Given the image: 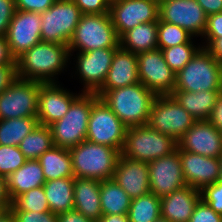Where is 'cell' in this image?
Listing matches in <instances>:
<instances>
[{
    "label": "cell",
    "instance_id": "44",
    "mask_svg": "<svg viewBox=\"0 0 222 222\" xmlns=\"http://www.w3.org/2000/svg\"><path fill=\"white\" fill-rule=\"evenodd\" d=\"M15 10L14 0H0V36H6Z\"/></svg>",
    "mask_w": 222,
    "mask_h": 222
},
{
    "label": "cell",
    "instance_id": "7",
    "mask_svg": "<svg viewBox=\"0 0 222 222\" xmlns=\"http://www.w3.org/2000/svg\"><path fill=\"white\" fill-rule=\"evenodd\" d=\"M174 90L199 92L222 90V67L205 48L176 74Z\"/></svg>",
    "mask_w": 222,
    "mask_h": 222
},
{
    "label": "cell",
    "instance_id": "55",
    "mask_svg": "<svg viewBox=\"0 0 222 222\" xmlns=\"http://www.w3.org/2000/svg\"><path fill=\"white\" fill-rule=\"evenodd\" d=\"M9 209L4 205L0 203V217L4 215Z\"/></svg>",
    "mask_w": 222,
    "mask_h": 222
},
{
    "label": "cell",
    "instance_id": "52",
    "mask_svg": "<svg viewBox=\"0 0 222 222\" xmlns=\"http://www.w3.org/2000/svg\"><path fill=\"white\" fill-rule=\"evenodd\" d=\"M96 222H129L128 214L102 215Z\"/></svg>",
    "mask_w": 222,
    "mask_h": 222
},
{
    "label": "cell",
    "instance_id": "17",
    "mask_svg": "<svg viewBox=\"0 0 222 222\" xmlns=\"http://www.w3.org/2000/svg\"><path fill=\"white\" fill-rule=\"evenodd\" d=\"M150 193L157 197L171 194L186 185L178 149L148 163Z\"/></svg>",
    "mask_w": 222,
    "mask_h": 222
},
{
    "label": "cell",
    "instance_id": "27",
    "mask_svg": "<svg viewBox=\"0 0 222 222\" xmlns=\"http://www.w3.org/2000/svg\"><path fill=\"white\" fill-rule=\"evenodd\" d=\"M158 21L141 23L126 31L120 38V46L136 55L158 49Z\"/></svg>",
    "mask_w": 222,
    "mask_h": 222
},
{
    "label": "cell",
    "instance_id": "51",
    "mask_svg": "<svg viewBox=\"0 0 222 222\" xmlns=\"http://www.w3.org/2000/svg\"><path fill=\"white\" fill-rule=\"evenodd\" d=\"M205 49L217 61L222 62V37L214 39Z\"/></svg>",
    "mask_w": 222,
    "mask_h": 222
},
{
    "label": "cell",
    "instance_id": "35",
    "mask_svg": "<svg viewBox=\"0 0 222 222\" xmlns=\"http://www.w3.org/2000/svg\"><path fill=\"white\" fill-rule=\"evenodd\" d=\"M9 209L11 211H33L38 213L50 211L43 186L17 196L12 201Z\"/></svg>",
    "mask_w": 222,
    "mask_h": 222
},
{
    "label": "cell",
    "instance_id": "11",
    "mask_svg": "<svg viewBox=\"0 0 222 222\" xmlns=\"http://www.w3.org/2000/svg\"><path fill=\"white\" fill-rule=\"evenodd\" d=\"M195 121L171 94H167L154 99L147 125L178 141Z\"/></svg>",
    "mask_w": 222,
    "mask_h": 222
},
{
    "label": "cell",
    "instance_id": "57",
    "mask_svg": "<svg viewBox=\"0 0 222 222\" xmlns=\"http://www.w3.org/2000/svg\"><path fill=\"white\" fill-rule=\"evenodd\" d=\"M110 4L119 0H107Z\"/></svg>",
    "mask_w": 222,
    "mask_h": 222
},
{
    "label": "cell",
    "instance_id": "4",
    "mask_svg": "<svg viewBox=\"0 0 222 222\" xmlns=\"http://www.w3.org/2000/svg\"><path fill=\"white\" fill-rule=\"evenodd\" d=\"M67 46L70 53L118 48L120 40L110 14H82Z\"/></svg>",
    "mask_w": 222,
    "mask_h": 222
},
{
    "label": "cell",
    "instance_id": "25",
    "mask_svg": "<svg viewBox=\"0 0 222 222\" xmlns=\"http://www.w3.org/2000/svg\"><path fill=\"white\" fill-rule=\"evenodd\" d=\"M6 178L12 201L31 189L43 186L46 182L38 159L27 160L19 169Z\"/></svg>",
    "mask_w": 222,
    "mask_h": 222
},
{
    "label": "cell",
    "instance_id": "21",
    "mask_svg": "<svg viewBox=\"0 0 222 222\" xmlns=\"http://www.w3.org/2000/svg\"><path fill=\"white\" fill-rule=\"evenodd\" d=\"M113 179L132 199L150 193L149 168L146 162L131 160L121 154Z\"/></svg>",
    "mask_w": 222,
    "mask_h": 222
},
{
    "label": "cell",
    "instance_id": "31",
    "mask_svg": "<svg viewBox=\"0 0 222 222\" xmlns=\"http://www.w3.org/2000/svg\"><path fill=\"white\" fill-rule=\"evenodd\" d=\"M38 124L37 116L0 120V145L19 146Z\"/></svg>",
    "mask_w": 222,
    "mask_h": 222
},
{
    "label": "cell",
    "instance_id": "14",
    "mask_svg": "<svg viewBox=\"0 0 222 222\" xmlns=\"http://www.w3.org/2000/svg\"><path fill=\"white\" fill-rule=\"evenodd\" d=\"M158 19L182 27L200 39L207 26V15L196 0H160Z\"/></svg>",
    "mask_w": 222,
    "mask_h": 222
},
{
    "label": "cell",
    "instance_id": "41",
    "mask_svg": "<svg viewBox=\"0 0 222 222\" xmlns=\"http://www.w3.org/2000/svg\"><path fill=\"white\" fill-rule=\"evenodd\" d=\"M15 222H57V214L51 211L38 213L33 211H11Z\"/></svg>",
    "mask_w": 222,
    "mask_h": 222
},
{
    "label": "cell",
    "instance_id": "15",
    "mask_svg": "<svg viewBox=\"0 0 222 222\" xmlns=\"http://www.w3.org/2000/svg\"><path fill=\"white\" fill-rule=\"evenodd\" d=\"M158 13V0H119L111 3L109 8V14L119 38L141 23L158 21Z\"/></svg>",
    "mask_w": 222,
    "mask_h": 222
},
{
    "label": "cell",
    "instance_id": "1",
    "mask_svg": "<svg viewBox=\"0 0 222 222\" xmlns=\"http://www.w3.org/2000/svg\"><path fill=\"white\" fill-rule=\"evenodd\" d=\"M70 58L66 44L41 41L16 59L17 77L41 83H61L59 75L73 65Z\"/></svg>",
    "mask_w": 222,
    "mask_h": 222
},
{
    "label": "cell",
    "instance_id": "29",
    "mask_svg": "<svg viewBox=\"0 0 222 222\" xmlns=\"http://www.w3.org/2000/svg\"><path fill=\"white\" fill-rule=\"evenodd\" d=\"M46 181L74 177L69 149L53 146L38 158Z\"/></svg>",
    "mask_w": 222,
    "mask_h": 222
},
{
    "label": "cell",
    "instance_id": "9",
    "mask_svg": "<svg viewBox=\"0 0 222 222\" xmlns=\"http://www.w3.org/2000/svg\"><path fill=\"white\" fill-rule=\"evenodd\" d=\"M41 15V41L68 45L82 12L72 0H56Z\"/></svg>",
    "mask_w": 222,
    "mask_h": 222
},
{
    "label": "cell",
    "instance_id": "12",
    "mask_svg": "<svg viewBox=\"0 0 222 222\" xmlns=\"http://www.w3.org/2000/svg\"><path fill=\"white\" fill-rule=\"evenodd\" d=\"M41 82L16 80L0 93V120L37 116Z\"/></svg>",
    "mask_w": 222,
    "mask_h": 222
},
{
    "label": "cell",
    "instance_id": "48",
    "mask_svg": "<svg viewBox=\"0 0 222 222\" xmlns=\"http://www.w3.org/2000/svg\"><path fill=\"white\" fill-rule=\"evenodd\" d=\"M16 64V59L12 56L6 36H0V65Z\"/></svg>",
    "mask_w": 222,
    "mask_h": 222
},
{
    "label": "cell",
    "instance_id": "50",
    "mask_svg": "<svg viewBox=\"0 0 222 222\" xmlns=\"http://www.w3.org/2000/svg\"><path fill=\"white\" fill-rule=\"evenodd\" d=\"M0 203L4 204L8 209L12 205V199L8 192L7 178L0 175Z\"/></svg>",
    "mask_w": 222,
    "mask_h": 222
},
{
    "label": "cell",
    "instance_id": "42",
    "mask_svg": "<svg viewBox=\"0 0 222 222\" xmlns=\"http://www.w3.org/2000/svg\"><path fill=\"white\" fill-rule=\"evenodd\" d=\"M82 14L109 13L110 3L107 0H72Z\"/></svg>",
    "mask_w": 222,
    "mask_h": 222
},
{
    "label": "cell",
    "instance_id": "5",
    "mask_svg": "<svg viewBox=\"0 0 222 222\" xmlns=\"http://www.w3.org/2000/svg\"><path fill=\"white\" fill-rule=\"evenodd\" d=\"M97 97L96 93H81L67 113L49 126L54 146L70 149L86 140L91 108Z\"/></svg>",
    "mask_w": 222,
    "mask_h": 222
},
{
    "label": "cell",
    "instance_id": "24",
    "mask_svg": "<svg viewBox=\"0 0 222 222\" xmlns=\"http://www.w3.org/2000/svg\"><path fill=\"white\" fill-rule=\"evenodd\" d=\"M74 208L93 221L102 215L100 204V180L73 177Z\"/></svg>",
    "mask_w": 222,
    "mask_h": 222
},
{
    "label": "cell",
    "instance_id": "54",
    "mask_svg": "<svg viewBox=\"0 0 222 222\" xmlns=\"http://www.w3.org/2000/svg\"><path fill=\"white\" fill-rule=\"evenodd\" d=\"M219 182H222V155L219 157Z\"/></svg>",
    "mask_w": 222,
    "mask_h": 222
},
{
    "label": "cell",
    "instance_id": "2",
    "mask_svg": "<svg viewBox=\"0 0 222 222\" xmlns=\"http://www.w3.org/2000/svg\"><path fill=\"white\" fill-rule=\"evenodd\" d=\"M156 94L142 83L108 90L101 99L129 128L147 125Z\"/></svg>",
    "mask_w": 222,
    "mask_h": 222
},
{
    "label": "cell",
    "instance_id": "26",
    "mask_svg": "<svg viewBox=\"0 0 222 222\" xmlns=\"http://www.w3.org/2000/svg\"><path fill=\"white\" fill-rule=\"evenodd\" d=\"M222 90L199 92L173 90L171 95L196 121L208 120Z\"/></svg>",
    "mask_w": 222,
    "mask_h": 222
},
{
    "label": "cell",
    "instance_id": "49",
    "mask_svg": "<svg viewBox=\"0 0 222 222\" xmlns=\"http://www.w3.org/2000/svg\"><path fill=\"white\" fill-rule=\"evenodd\" d=\"M196 1L203 8V11L207 16L214 13L222 12V0H196Z\"/></svg>",
    "mask_w": 222,
    "mask_h": 222
},
{
    "label": "cell",
    "instance_id": "16",
    "mask_svg": "<svg viewBox=\"0 0 222 222\" xmlns=\"http://www.w3.org/2000/svg\"><path fill=\"white\" fill-rule=\"evenodd\" d=\"M6 39L12 56L17 59L41 42V15L37 12L15 10Z\"/></svg>",
    "mask_w": 222,
    "mask_h": 222
},
{
    "label": "cell",
    "instance_id": "47",
    "mask_svg": "<svg viewBox=\"0 0 222 222\" xmlns=\"http://www.w3.org/2000/svg\"><path fill=\"white\" fill-rule=\"evenodd\" d=\"M57 222H95L75 209L57 215Z\"/></svg>",
    "mask_w": 222,
    "mask_h": 222
},
{
    "label": "cell",
    "instance_id": "19",
    "mask_svg": "<svg viewBox=\"0 0 222 222\" xmlns=\"http://www.w3.org/2000/svg\"><path fill=\"white\" fill-rule=\"evenodd\" d=\"M177 142V149L213 158L222 155L221 131L208 120L195 121Z\"/></svg>",
    "mask_w": 222,
    "mask_h": 222
},
{
    "label": "cell",
    "instance_id": "34",
    "mask_svg": "<svg viewBox=\"0 0 222 222\" xmlns=\"http://www.w3.org/2000/svg\"><path fill=\"white\" fill-rule=\"evenodd\" d=\"M194 38L195 37L188 43L161 49L165 62L175 74H177L202 48V44H200V42L199 44L195 43L196 41H194Z\"/></svg>",
    "mask_w": 222,
    "mask_h": 222
},
{
    "label": "cell",
    "instance_id": "18",
    "mask_svg": "<svg viewBox=\"0 0 222 222\" xmlns=\"http://www.w3.org/2000/svg\"><path fill=\"white\" fill-rule=\"evenodd\" d=\"M80 94L81 91L73 93L60 83H42L38 94L37 118L39 124L49 127L60 120Z\"/></svg>",
    "mask_w": 222,
    "mask_h": 222
},
{
    "label": "cell",
    "instance_id": "38",
    "mask_svg": "<svg viewBox=\"0 0 222 222\" xmlns=\"http://www.w3.org/2000/svg\"><path fill=\"white\" fill-rule=\"evenodd\" d=\"M201 199L217 214L222 215V182L205 186L201 191Z\"/></svg>",
    "mask_w": 222,
    "mask_h": 222
},
{
    "label": "cell",
    "instance_id": "20",
    "mask_svg": "<svg viewBox=\"0 0 222 222\" xmlns=\"http://www.w3.org/2000/svg\"><path fill=\"white\" fill-rule=\"evenodd\" d=\"M186 185L198 190L218 181L219 157H206L178 149Z\"/></svg>",
    "mask_w": 222,
    "mask_h": 222
},
{
    "label": "cell",
    "instance_id": "6",
    "mask_svg": "<svg viewBox=\"0 0 222 222\" xmlns=\"http://www.w3.org/2000/svg\"><path fill=\"white\" fill-rule=\"evenodd\" d=\"M177 148L178 142L174 137L142 125L127 128L121 154L131 160L150 163L175 152Z\"/></svg>",
    "mask_w": 222,
    "mask_h": 222
},
{
    "label": "cell",
    "instance_id": "10",
    "mask_svg": "<svg viewBox=\"0 0 222 222\" xmlns=\"http://www.w3.org/2000/svg\"><path fill=\"white\" fill-rule=\"evenodd\" d=\"M116 49L100 48L88 52L70 53V57L76 58H70L76 63H73L75 67H72L74 70L71 75L72 78L74 75L77 76L75 78L79 77L83 85L81 93H97L102 88Z\"/></svg>",
    "mask_w": 222,
    "mask_h": 222
},
{
    "label": "cell",
    "instance_id": "37",
    "mask_svg": "<svg viewBox=\"0 0 222 222\" xmlns=\"http://www.w3.org/2000/svg\"><path fill=\"white\" fill-rule=\"evenodd\" d=\"M26 161L19 146L0 145V175L8 177Z\"/></svg>",
    "mask_w": 222,
    "mask_h": 222
},
{
    "label": "cell",
    "instance_id": "45",
    "mask_svg": "<svg viewBox=\"0 0 222 222\" xmlns=\"http://www.w3.org/2000/svg\"><path fill=\"white\" fill-rule=\"evenodd\" d=\"M17 78L16 64L0 65V93L9 87Z\"/></svg>",
    "mask_w": 222,
    "mask_h": 222
},
{
    "label": "cell",
    "instance_id": "22",
    "mask_svg": "<svg viewBox=\"0 0 222 222\" xmlns=\"http://www.w3.org/2000/svg\"><path fill=\"white\" fill-rule=\"evenodd\" d=\"M139 82L137 55L119 46L115 50L105 82L96 94L101 98L108 90Z\"/></svg>",
    "mask_w": 222,
    "mask_h": 222
},
{
    "label": "cell",
    "instance_id": "3",
    "mask_svg": "<svg viewBox=\"0 0 222 222\" xmlns=\"http://www.w3.org/2000/svg\"><path fill=\"white\" fill-rule=\"evenodd\" d=\"M74 177L112 179L121 152L115 148L84 140L69 149Z\"/></svg>",
    "mask_w": 222,
    "mask_h": 222
},
{
    "label": "cell",
    "instance_id": "13",
    "mask_svg": "<svg viewBox=\"0 0 222 222\" xmlns=\"http://www.w3.org/2000/svg\"><path fill=\"white\" fill-rule=\"evenodd\" d=\"M139 81L156 95L171 94L176 84V74L165 62L161 49L137 55Z\"/></svg>",
    "mask_w": 222,
    "mask_h": 222
},
{
    "label": "cell",
    "instance_id": "33",
    "mask_svg": "<svg viewBox=\"0 0 222 222\" xmlns=\"http://www.w3.org/2000/svg\"><path fill=\"white\" fill-rule=\"evenodd\" d=\"M161 199L153 193L131 200L129 222H154L161 216Z\"/></svg>",
    "mask_w": 222,
    "mask_h": 222
},
{
    "label": "cell",
    "instance_id": "30",
    "mask_svg": "<svg viewBox=\"0 0 222 222\" xmlns=\"http://www.w3.org/2000/svg\"><path fill=\"white\" fill-rule=\"evenodd\" d=\"M131 200L112 179L100 181V204L103 215L128 214Z\"/></svg>",
    "mask_w": 222,
    "mask_h": 222
},
{
    "label": "cell",
    "instance_id": "32",
    "mask_svg": "<svg viewBox=\"0 0 222 222\" xmlns=\"http://www.w3.org/2000/svg\"><path fill=\"white\" fill-rule=\"evenodd\" d=\"M54 146L50 127L38 124L19 144L20 151L27 160L38 159Z\"/></svg>",
    "mask_w": 222,
    "mask_h": 222
},
{
    "label": "cell",
    "instance_id": "56",
    "mask_svg": "<svg viewBox=\"0 0 222 222\" xmlns=\"http://www.w3.org/2000/svg\"><path fill=\"white\" fill-rule=\"evenodd\" d=\"M154 222H170L168 219L163 218L162 216H160L159 218H157Z\"/></svg>",
    "mask_w": 222,
    "mask_h": 222
},
{
    "label": "cell",
    "instance_id": "53",
    "mask_svg": "<svg viewBox=\"0 0 222 222\" xmlns=\"http://www.w3.org/2000/svg\"><path fill=\"white\" fill-rule=\"evenodd\" d=\"M0 222H15V217L10 209L0 217Z\"/></svg>",
    "mask_w": 222,
    "mask_h": 222
},
{
    "label": "cell",
    "instance_id": "23",
    "mask_svg": "<svg viewBox=\"0 0 222 222\" xmlns=\"http://www.w3.org/2000/svg\"><path fill=\"white\" fill-rule=\"evenodd\" d=\"M160 199L163 218L170 222H189L196 205L201 200V192L185 185Z\"/></svg>",
    "mask_w": 222,
    "mask_h": 222
},
{
    "label": "cell",
    "instance_id": "43",
    "mask_svg": "<svg viewBox=\"0 0 222 222\" xmlns=\"http://www.w3.org/2000/svg\"><path fill=\"white\" fill-rule=\"evenodd\" d=\"M15 9L42 13L49 9L56 0H14Z\"/></svg>",
    "mask_w": 222,
    "mask_h": 222
},
{
    "label": "cell",
    "instance_id": "36",
    "mask_svg": "<svg viewBox=\"0 0 222 222\" xmlns=\"http://www.w3.org/2000/svg\"><path fill=\"white\" fill-rule=\"evenodd\" d=\"M193 37L182 27L158 19L157 45L159 49L188 43Z\"/></svg>",
    "mask_w": 222,
    "mask_h": 222
},
{
    "label": "cell",
    "instance_id": "28",
    "mask_svg": "<svg viewBox=\"0 0 222 222\" xmlns=\"http://www.w3.org/2000/svg\"><path fill=\"white\" fill-rule=\"evenodd\" d=\"M73 185V177L58 178L44 183L43 188L51 212L58 215L74 208Z\"/></svg>",
    "mask_w": 222,
    "mask_h": 222
},
{
    "label": "cell",
    "instance_id": "8",
    "mask_svg": "<svg viewBox=\"0 0 222 222\" xmlns=\"http://www.w3.org/2000/svg\"><path fill=\"white\" fill-rule=\"evenodd\" d=\"M127 128L104 100L100 97L94 100L86 140L115 148L122 153Z\"/></svg>",
    "mask_w": 222,
    "mask_h": 222
},
{
    "label": "cell",
    "instance_id": "40",
    "mask_svg": "<svg viewBox=\"0 0 222 222\" xmlns=\"http://www.w3.org/2000/svg\"><path fill=\"white\" fill-rule=\"evenodd\" d=\"M189 222H222V215L217 214L201 199L196 205Z\"/></svg>",
    "mask_w": 222,
    "mask_h": 222
},
{
    "label": "cell",
    "instance_id": "46",
    "mask_svg": "<svg viewBox=\"0 0 222 222\" xmlns=\"http://www.w3.org/2000/svg\"><path fill=\"white\" fill-rule=\"evenodd\" d=\"M208 121L219 131H222V93L214 104L208 117Z\"/></svg>",
    "mask_w": 222,
    "mask_h": 222
},
{
    "label": "cell",
    "instance_id": "39",
    "mask_svg": "<svg viewBox=\"0 0 222 222\" xmlns=\"http://www.w3.org/2000/svg\"><path fill=\"white\" fill-rule=\"evenodd\" d=\"M220 37H222V12L207 16V26L201 38L202 48H206L214 39Z\"/></svg>",
    "mask_w": 222,
    "mask_h": 222
}]
</instances>
